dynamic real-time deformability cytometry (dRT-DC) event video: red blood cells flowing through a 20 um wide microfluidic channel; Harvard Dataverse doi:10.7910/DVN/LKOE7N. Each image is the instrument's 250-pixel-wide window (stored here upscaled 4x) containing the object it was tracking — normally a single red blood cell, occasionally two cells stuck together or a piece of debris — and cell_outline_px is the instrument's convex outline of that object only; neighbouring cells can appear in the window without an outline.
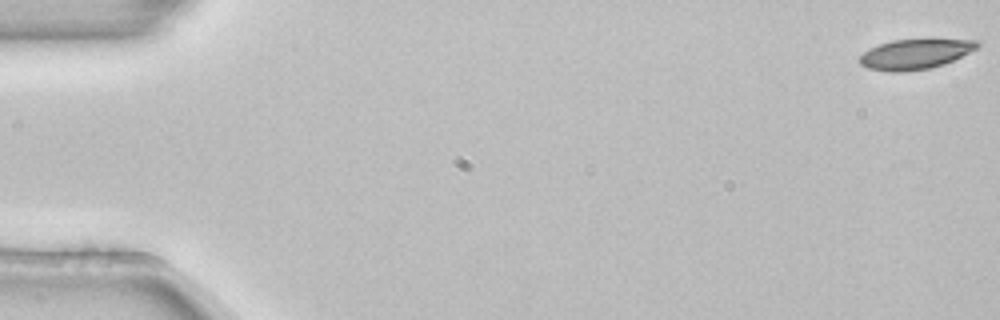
{"species": "common noctule bat (a hibernating species)", "species_latin": "Nyctalus noctula", "temperature_condition": "room temperature", "stored_images_in_passage": 4, "camera_frame_rate_fps": 3000, "um_per_image_px": 0.085, "animal": {"sex": "female", "body_mass_g": 22.7, "forearm_length_mm": 54.2}, "frame": {"image": 1, "passage_image": 1, "time_ms": 0.0, "image_size_px": [1000, 320], "cell_outline_px": [[980, 44], [976, 48], [944, 64], [928, 68], [900, 72], [888, 72], [868, 68], [860, 64], [856, 60], [864, 52], [880, 44], [892, 40], [976, 40]], "centroid_in_image_um": [77.71, 4.61], "position_along_channel_um": 7.3, "area_um2": 20.11}}